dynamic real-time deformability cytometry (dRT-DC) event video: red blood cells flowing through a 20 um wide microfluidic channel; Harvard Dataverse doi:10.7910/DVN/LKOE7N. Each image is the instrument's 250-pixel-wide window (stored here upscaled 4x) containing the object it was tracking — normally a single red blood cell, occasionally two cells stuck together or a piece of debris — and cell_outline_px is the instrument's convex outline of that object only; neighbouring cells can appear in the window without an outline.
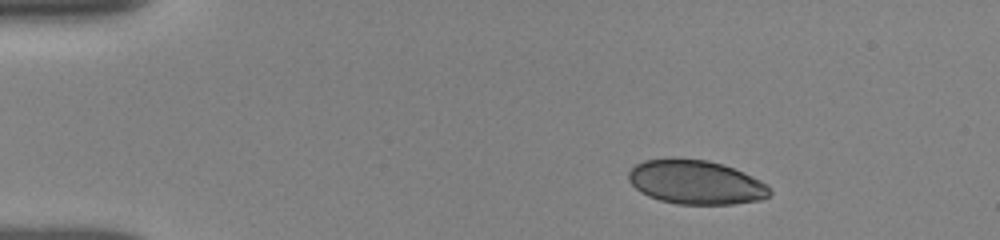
{"species": "human", "species_latin": "Homo sapiens", "temperature_condition": "room temperature", "stored_images_in_passage": 25, "camera_frame_rate_fps": 3000, "um_per_image_px": 0.085, "donor": {"sex": "female"}, "frame": {"image": 1, "passage_image": 4, "time_ms": 1.667, "image_size_px": [1000, 240], "cell_outline_px": [[772, 192], [768, 196], [760, 200], [732, 204], [676, 204], [660, 200], [648, 196], [640, 192], [628, 180], [628, 172], [636, 164], [644, 160], [668, 156], [708, 160], [724, 164], [744, 172], [768, 184]], "centroid_in_image_um": [59.13, 15.46], "position_along_channel_um": 25.9, "area_um2": 36.88}}
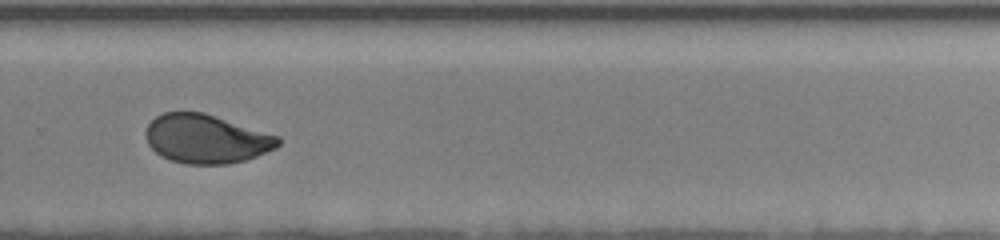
{"frame": {"image": 2, "passage_image": 15, "time_ms": 11.0, "image_size_px": [1000, 240], "cell_outline_px": [[280, 144], [276, 148], [256, 156], [244, 160], [228, 164], [184, 164], [160, 156], [148, 144], [144, 136], [144, 132], [148, 124], [156, 116], [164, 112], [204, 112], [280, 136]], "centroid_in_image_um": [17.52, 11.8], "position_along_channel_um": 312.3, "area_um2": 37.86}}
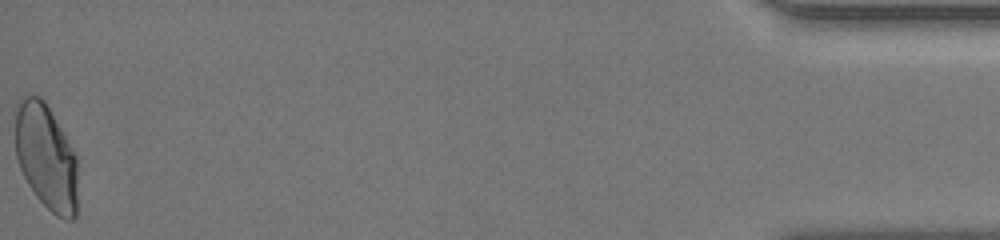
{"frame": {"image": 3, "passage_image": 25, "time_ms": 16.333, "image_size_px": [1000, 240], "cell_outline_px": [[76, 216], [72, 220], [64, 220], [56, 216], [36, 196], [28, 184], [20, 168], [16, 156], [16, 100], [20, 96], [40, 96], [44, 100], [64, 132], [76, 156]], "centroid_in_image_um": [3.91, 13.32], "position_along_channel_um": 431.3, "area_um2": 38.44}, "authors_computed_cell_mechanics": {"area_um2": 38.0324, "velocity_mm_per_s": 3.8943, "shape_relaxation_time_tau1_ms": 11.0277, "shape_relaxation_time_tau2_ms": null, "deformation_change_tau1": 0.2282, "deformation_change_tau2": null}}